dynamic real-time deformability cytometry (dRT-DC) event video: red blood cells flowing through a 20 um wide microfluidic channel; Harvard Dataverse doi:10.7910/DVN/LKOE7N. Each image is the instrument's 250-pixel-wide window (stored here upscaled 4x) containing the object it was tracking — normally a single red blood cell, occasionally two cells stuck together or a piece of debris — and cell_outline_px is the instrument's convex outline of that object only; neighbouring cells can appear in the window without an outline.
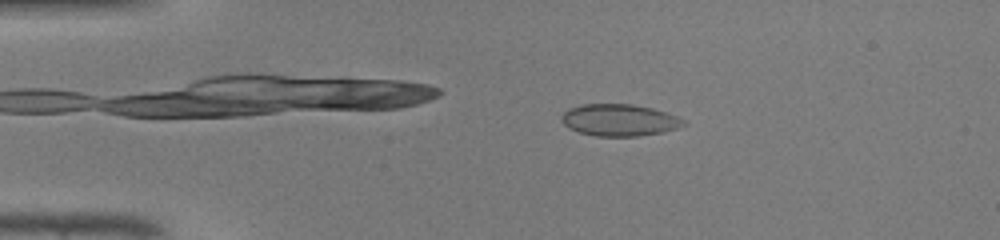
{"species": "common noctule bat (a hibernating species)", "species_latin": "Nyctalus noctula", "temperature_condition": "warm", "stored_images_in_passage": 39, "camera_frame_rate_fps": 3000, "um_per_image_px": 0.085, "animal": {"sex": "male", "body_mass_g": 19.0, "forearm_length_mm": 50.8}, "frame": {"image": 1, "passage_image": 2, "time_ms": 0.333, "image_size_px": [1000, 240], "cell_outline_px": [[688, 124], [664, 132], [636, 136], [596, 136], [580, 132], [568, 128], [560, 120], [560, 116], [568, 108], [580, 104], [632, 104], [652, 108], [676, 116], [684, 120]], "centroid_in_image_um": [52.61, 10.2], "position_along_channel_um": 32.4, "area_um2": 22.72}}
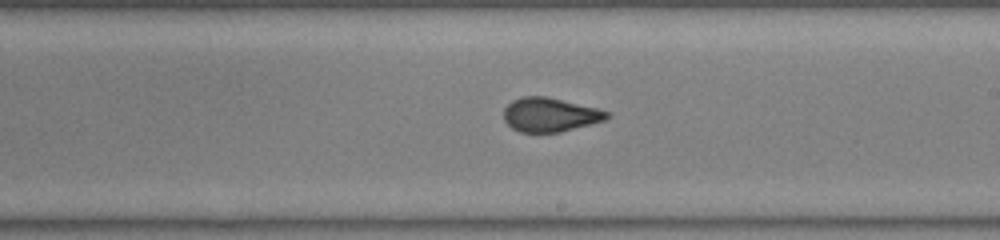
{"frame": {"image": 2, "passage_image": 20, "time_ms": 6.333, "image_size_px": [1000, 240], "cell_outline_px": [[612, 116], [604, 120], [560, 132], [520, 132], [512, 128], [504, 120], [504, 108], [512, 100], [524, 96], [548, 96], [596, 108], [608, 112]], "centroid_in_image_um": [46.73, 9.74], "position_along_channel_um": 242.3, "area_um2": 20.35}}
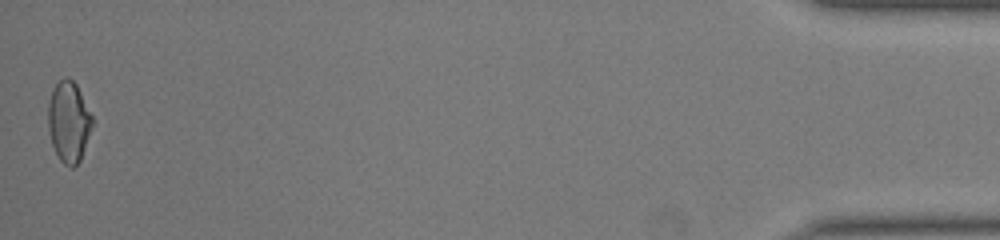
{"frame": {"image": 3, "passage_image": 39, "time_ms": 12.667, "image_size_px": [1000, 240], "cell_outline_px": [[92, 128], [80, 160], [72, 168], [64, 164], [60, 160], [52, 144], [48, 128], [48, 104], [52, 88], [64, 76], [68, 76], [76, 84], [92, 116]], "centroid_in_image_um": [5.83, 10.33], "position_along_channel_um": 429.4, "area_um2": 20.69}}